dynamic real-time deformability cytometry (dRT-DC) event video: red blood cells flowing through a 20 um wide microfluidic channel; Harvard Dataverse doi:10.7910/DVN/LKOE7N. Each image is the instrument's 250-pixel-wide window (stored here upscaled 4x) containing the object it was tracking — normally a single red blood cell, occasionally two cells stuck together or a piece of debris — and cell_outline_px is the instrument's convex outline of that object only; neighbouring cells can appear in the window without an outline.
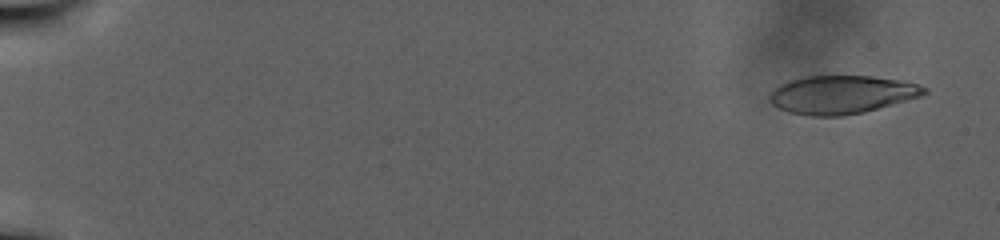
{"species": "human", "species_latin": "Homo sapiens", "temperature_condition": "warm", "stored_images_in_passage": 109, "camera_frame_rate_fps": 3000, "um_per_image_px": 0.085, "donor": {"sex": "male"}, "frame": {"image": 1, "passage_image": 6, "time_ms": 1.667, "image_size_px": [1000, 240], "cell_outline_px": [[928, 92], [920, 96], [864, 112], [840, 116], [808, 116], [788, 112], [772, 104], [768, 100], [768, 96], [780, 84], [788, 80], [804, 76], [872, 76], [900, 80], [916, 84], [928, 88]], "centroid_in_image_um": [71.51, 8.04], "position_along_channel_um": 13.5, "area_um2": 34.39}}
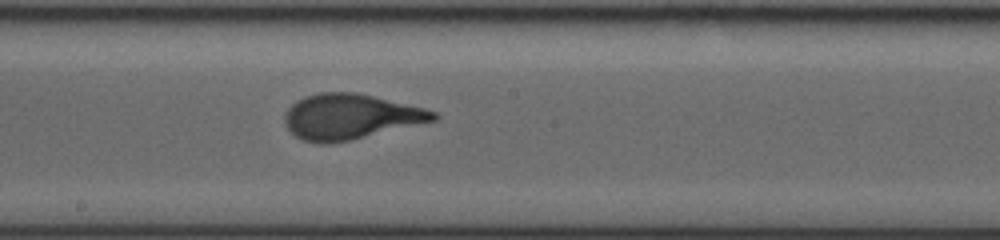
{"frame": {"image": 2, "passage_image": 65, "time_ms": 21.333, "image_size_px": [1000, 240], "cell_outline_px": [[440, 116], [436, 120], [348, 140], [328, 144], [320, 144], [304, 140], [296, 136], [284, 124], [284, 112], [296, 100], [304, 96], [320, 92], [356, 92], [424, 108], [436, 112]], "centroid_in_image_um": [29.73, 9.9], "position_along_channel_um": 218.5, "area_um2": 38.96}}
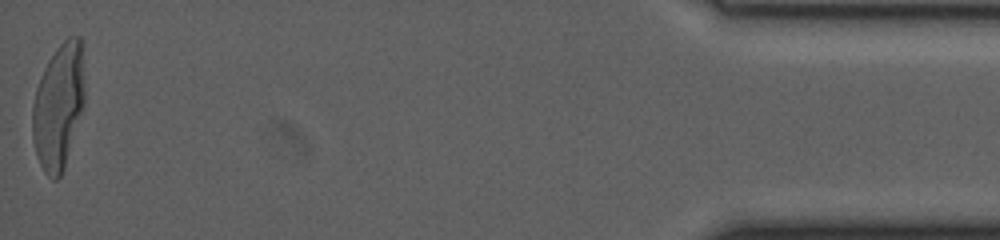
{"frame": {"image": 3, "passage_image": 109, "time_ms": 36.0, "image_size_px": [1000, 240], "cell_outline_px": [[84, 104], [64, 168], [60, 176], [56, 180], [52, 180], [44, 172], [36, 156], [32, 140], [32, 104], [36, 88], [44, 68], [48, 60], [56, 48], [68, 36], [80, 36], [84, 80]], "centroid_in_image_um": [4.95, 9.05], "position_along_channel_um": 430.2, "area_um2": 38.21}}